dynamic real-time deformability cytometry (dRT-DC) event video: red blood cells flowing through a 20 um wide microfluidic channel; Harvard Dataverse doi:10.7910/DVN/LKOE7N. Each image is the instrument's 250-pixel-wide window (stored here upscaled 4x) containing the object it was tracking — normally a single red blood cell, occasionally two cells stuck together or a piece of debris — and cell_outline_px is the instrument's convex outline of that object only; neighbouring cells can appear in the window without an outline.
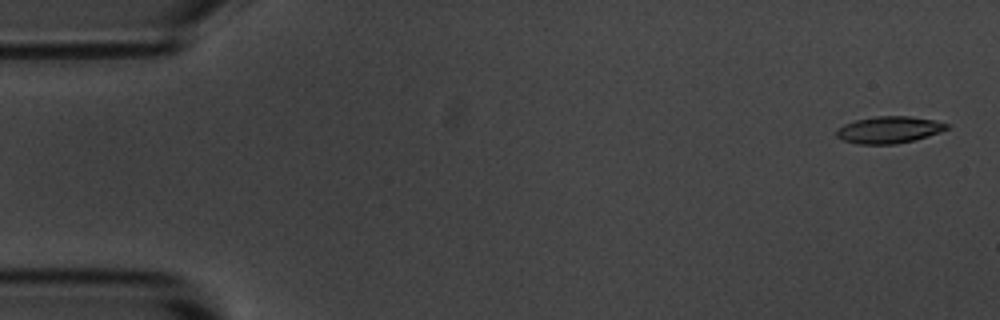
{"species": "common noctule bat (a hibernating species)", "species_latin": "Nyctalus noctula", "temperature_condition": "room temperature", "stored_images_in_passage": 55, "camera_frame_rate_fps": 3000, "um_per_image_px": 0.085, "animal": {"sex": "male", "body_mass_g": 20.1, "forearm_length_mm": 53.5}, "frame": {"image": 1, "passage_image": 2, "time_ms": 0.333, "image_size_px": [1000, 320], "cell_outline_px": [[948, 128], [940, 132], [928, 136], [896, 144], [860, 144], [844, 140], [836, 136], [836, 132], [844, 124], [856, 120], [876, 116], [908, 116], [932, 120], [948, 124]], "centroid_in_image_um": [75.56, 11.03], "position_along_channel_um": 9.4, "area_um2": 16.94}}
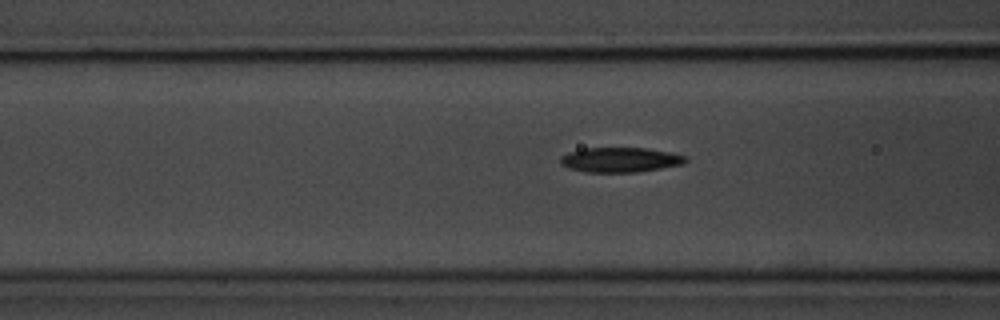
{"frame": {"image": 2, "passage_image": 21, "time_ms": 6.667, "image_size_px": [1000, 320], "cell_outline_px": [[688, 160], [684, 164], [636, 172], [588, 172], [568, 168], [560, 164], [560, 156], [568, 152], [584, 148], [648, 148], [672, 152], [688, 156]], "centroid_in_image_um": [52.74, 13.57], "position_along_channel_um": 113.9, "area_um2": 18.26}}
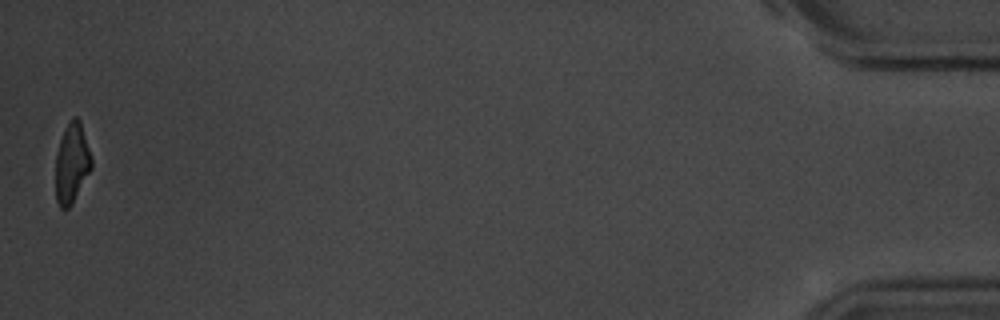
{"frame": {"image": 3, "passage_image": 55, "time_ms": 18.0, "image_size_px": [1000, 320], "cell_outline_px": [[92, 168], [72, 204], [68, 208], [60, 208], [56, 200], [56, 152], [60, 140], [72, 116], [76, 116], [80, 120], [92, 160]], "centroid_in_image_um": [6.1, 13.89], "position_along_channel_um": 429.1, "area_um2": 16.53}, "authors_computed_cell_mechanics": {"area_um2": 17.8602, "velocity_mm_per_s": 3.618, "shape_relaxation_time_tau1_ms": 3.3585, "shape_relaxation_time_tau2_ms": 2.1274, "deformation_change_tau1": 0.1662, "deformation_change_tau2": 0.0929}}